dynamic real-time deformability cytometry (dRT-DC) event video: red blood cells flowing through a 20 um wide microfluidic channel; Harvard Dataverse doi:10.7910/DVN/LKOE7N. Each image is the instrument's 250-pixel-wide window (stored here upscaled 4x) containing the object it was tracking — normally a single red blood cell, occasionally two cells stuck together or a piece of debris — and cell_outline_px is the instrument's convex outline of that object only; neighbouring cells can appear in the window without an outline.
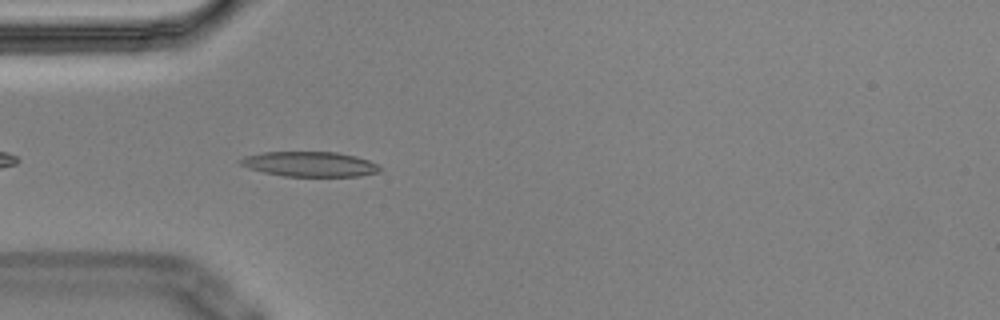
{"species": "Egyptian fruit bat (a non-hibernating species)", "species_latin": "Rousettus aegyptiacus", "temperature_condition": "cold", "stored_images_in_passage": 4, "camera_frame_rate_fps": 3000, "um_per_image_px": 0.085, "animal": {"sex": "male"}, "frame": {"image": 1, "passage_image": 4, "time_ms": 1.0, "image_size_px": [1000, 320], "cell_outline_px": [[384, 168], [380, 172], [360, 176], [284, 176], [264, 172], [248, 168], [240, 164], [236, 160], [244, 156], [264, 152], [336, 152], [356, 156], [368, 160]], "centroid_in_image_um": [26.33, 13.95], "position_along_channel_um": 58.7, "area_um2": 20.4}}